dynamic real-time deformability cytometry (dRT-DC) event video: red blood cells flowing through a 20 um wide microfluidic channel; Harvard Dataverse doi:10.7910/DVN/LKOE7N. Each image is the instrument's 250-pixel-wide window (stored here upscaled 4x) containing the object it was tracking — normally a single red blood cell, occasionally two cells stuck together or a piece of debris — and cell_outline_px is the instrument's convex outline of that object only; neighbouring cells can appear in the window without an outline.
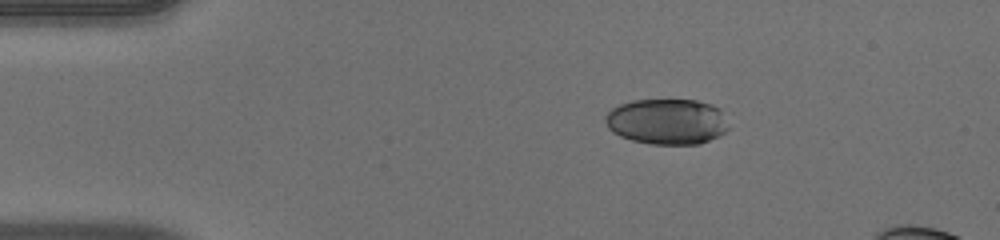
{"species": "human", "species_latin": "Homo sapiens", "temperature_condition": "warm", "stored_images_in_passage": 42, "camera_frame_rate_fps": 3000, "um_per_image_px": 0.085, "donor": {"sex": "male"}, "frame": {"image": 1, "passage_image": 1, "time_ms": 0.0, "image_size_px": [1000, 240], "cell_outline_px": [[728, 128], [724, 132], [700, 144], [652, 144], [632, 140], [620, 136], [612, 132], [608, 128], [604, 120], [604, 116], [612, 108], [620, 104], [632, 100], [696, 100], [712, 104], [720, 108]], "centroid_in_image_um": [56.65, 10.32], "position_along_channel_um": 28.3, "area_um2": 32.77}}
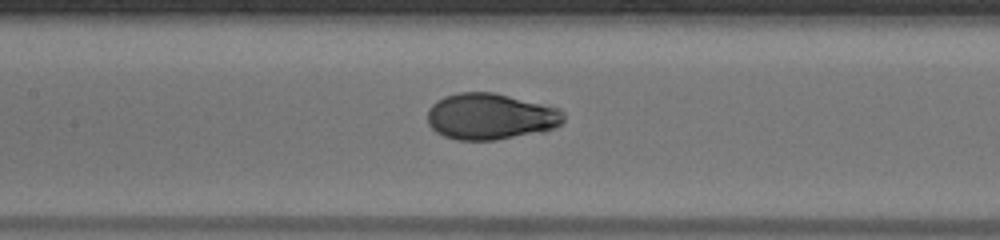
{"frame": {"image": 2, "passage_image": 16, "time_ms": 5.0, "image_size_px": [1000, 240], "cell_outline_px": [[564, 120], [556, 128], [544, 132], [496, 140], [456, 140], [444, 136], [436, 132], [428, 124], [428, 108], [436, 100], [444, 96], [460, 92], [492, 92], [560, 108], [564, 112]], "centroid_in_image_um": [41.7, 9.91], "position_along_channel_um": 165.7, "area_um2": 37.05}}
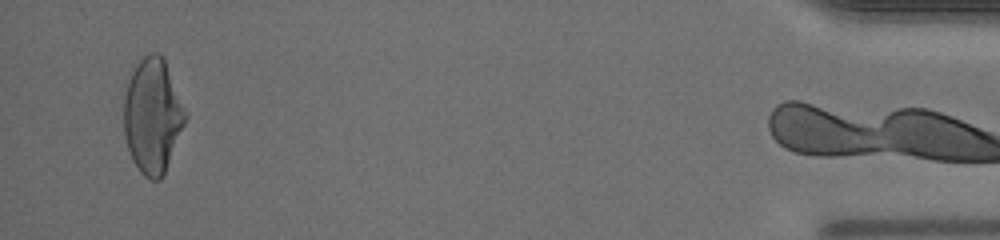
{"frame": {"image": 3, "passage_image": 41, "time_ms": 13.333, "image_size_px": [1000, 240], "cell_outline_px": [[188, 116], [164, 172], [160, 180], [152, 180], [144, 176], [140, 172], [132, 160], [128, 148], [124, 132], [124, 96], [128, 72], [148, 52], [160, 52], [164, 56]], "centroid_in_image_um": [12.95, 9.77], "position_along_channel_um": 422.2, "area_um2": 41.5}, "authors_computed_cell_mechanics": {"area_um2": 36.9053, "velocity_mm_per_s": 4.0455, "shape_relaxation_time_tau1_ms": 4.2404, "shape_relaxation_time_tau2_ms": null, "deformation_change_tau1": 0.2088, "deformation_change_tau2": null}}